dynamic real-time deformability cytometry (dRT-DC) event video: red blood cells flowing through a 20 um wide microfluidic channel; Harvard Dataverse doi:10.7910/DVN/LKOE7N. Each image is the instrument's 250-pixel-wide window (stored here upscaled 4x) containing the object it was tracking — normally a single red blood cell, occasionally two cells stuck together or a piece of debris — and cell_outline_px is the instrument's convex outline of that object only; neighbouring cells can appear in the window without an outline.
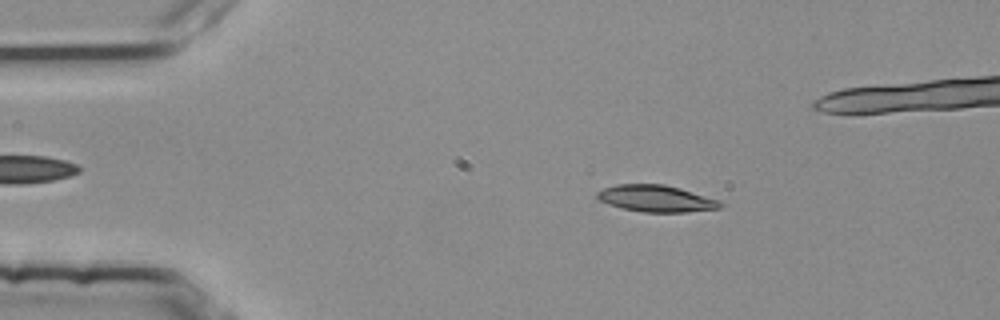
{"species": "common noctule bat (a hibernating species)", "species_latin": "Nyctalus noctula", "temperature_condition": "room temperature", "stored_images_in_passage": 54, "camera_frame_rate_fps": 3000, "um_per_image_px": 0.085, "animal": {"sex": "female", "body_mass_g": 25.1}, "frame": {"image": 1, "passage_image": 9, "time_ms": 2.667, "image_size_px": [1000, 320], "cell_outline_px": [[724, 204], [720, 208], [688, 212], [644, 212], [620, 208], [596, 200], [596, 192], [604, 188], [616, 184], [664, 184], [680, 188], [720, 200]], "centroid_in_image_um": [55.75, 16.87], "position_along_channel_um": 29.3, "area_um2": 19.36}}
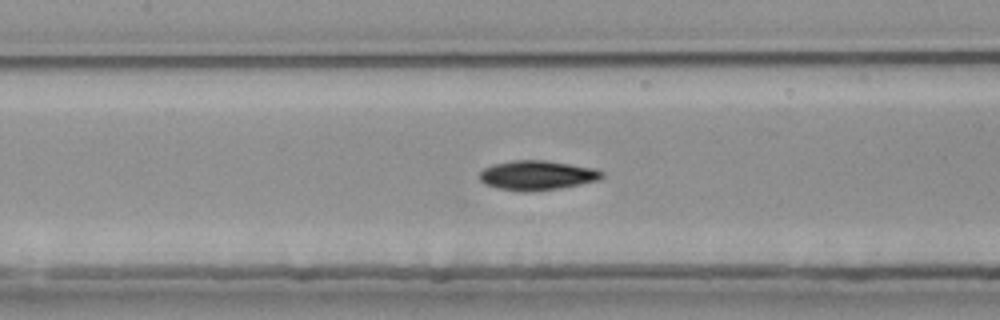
{"frame": {"image": 2, "passage_image": 24, "time_ms": 7.667, "image_size_px": [1000, 320], "cell_outline_px": [[604, 176], [596, 180], [580, 184], [556, 188], [496, 188], [484, 184], [480, 180], [480, 172], [484, 168], [492, 164], [512, 160], [544, 160], [596, 168], [604, 172]], "centroid_in_image_um": [45.66, 14.84], "position_along_channel_um": 161.7, "area_um2": 20.11}}
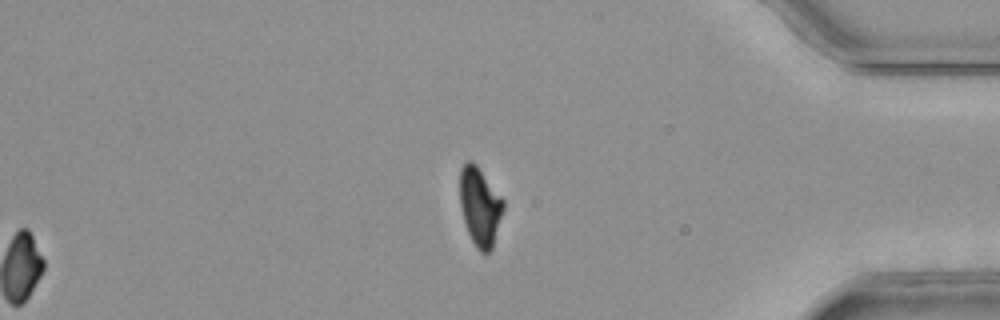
{"frame": {"image": 3, "passage_image": 45, "time_ms": 14.667, "image_size_px": [1000, 320], "cell_outline_px": [[504, 208], [492, 248], [488, 252], [480, 252], [476, 248], [468, 232], [464, 220], [460, 204], [460, 168], [468, 160], [472, 160], [476, 164], [504, 200]], "centroid_in_image_um": [40.79, 17.54], "position_along_channel_um": 394.4, "area_um2": 19.71}, "authors_computed_cell_mechanics": {"area_um2": 20.0566, "velocity_mm_per_s": 3.7819, "shape_relaxation_time_tau1_ms": 3.7849, "shape_relaxation_time_tau2_ms": 2.9848, "deformation_change_tau1": 0.1572, "deformation_change_tau2": 0.08}}